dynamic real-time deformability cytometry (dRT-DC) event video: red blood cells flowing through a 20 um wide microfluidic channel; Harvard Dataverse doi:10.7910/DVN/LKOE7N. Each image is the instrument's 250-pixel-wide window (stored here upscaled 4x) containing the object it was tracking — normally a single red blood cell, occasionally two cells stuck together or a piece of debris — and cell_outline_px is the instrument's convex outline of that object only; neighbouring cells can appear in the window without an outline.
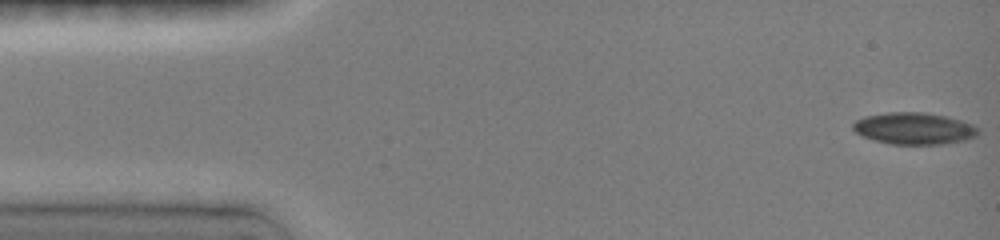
{"species": "common noctule bat (a hibernating species)", "species_latin": "Nyctalus noctula", "temperature_condition": "room temperature", "stored_images_in_passage": 47, "camera_frame_rate_fps": 3000, "um_per_image_px": 0.085, "animal": {"sex": "female", "body_mass_g": 19.0, "forearm_length_mm": 51.5}, "frame": {"image": 1, "passage_image": 1, "time_ms": 0.0, "image_size_px": [1000, 240], "cell_outline_px": [[980, 128], [976, 136], [964, 140], [944, 144], [892, 144], [876, 140], [864, 136], [856, 132], [852, 128], [852, 124], [856, 120], [864, 116], [888, 112], [924, 112], [944, 116], [960, 120], [972, 124]], "centroid_in_image_um": [77.7, 10.91], "position_along_channel_um": 7.3, "area_um2": 23.06}}
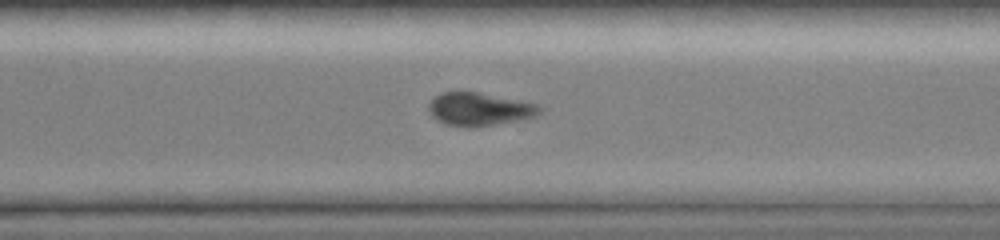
{"frame": {"image": 2, "passage_image": 34, "time_ms": 11.0, "image_size_px": [1000, 240], "cell_outline_px": [[540, 112], [524, 120], [472, 128], [468, 128], [444, 124], [436, 120], [432, 116], [428, 108], [428, 104], [440, 92], [476, 92], [536, 104], [540, 108]], "centroid_in_image_um": [40.68, 9.31], "position_along_channel_um": 329.9, "area_um2": 21.27}}
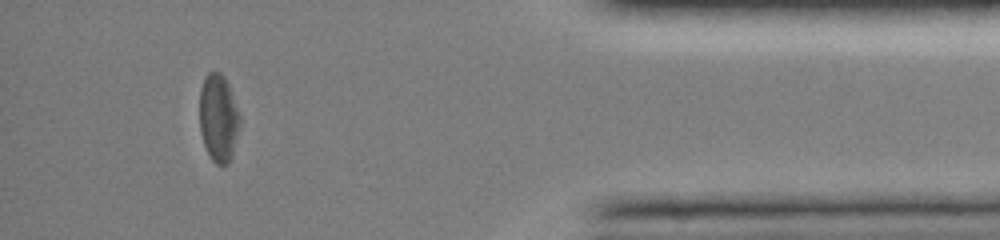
{"frame": {"image": 3, "passage_image": 43, "time_ms": 14.0, "image_size_px": [1000, 240], "cell_outline_px": [[240, 124], [232, 156], [228, 164], [216, 164], [212, 160], [204, 144], [200, 132], [200, 88], [204, 76], [208, 72], [220, 72], [224, 76], [228, 84], [240, 116]], "centroid_in_image_um": [18.56, 10.02], "position_along_channel_um": 416.6, "area_um2": 20.52}, "authors_computed_cell_mechanics": {"area_um2": 22.831, "velocity_mm_per_s": 4.0163, "shape_relaxation_time_tau1_ms": 8.4838, "shape_relaxation_time_tau2_ms": 2.2576, "deformation_change_tau1": 0.1894, "deformation_change_tau2": 0.0782}}